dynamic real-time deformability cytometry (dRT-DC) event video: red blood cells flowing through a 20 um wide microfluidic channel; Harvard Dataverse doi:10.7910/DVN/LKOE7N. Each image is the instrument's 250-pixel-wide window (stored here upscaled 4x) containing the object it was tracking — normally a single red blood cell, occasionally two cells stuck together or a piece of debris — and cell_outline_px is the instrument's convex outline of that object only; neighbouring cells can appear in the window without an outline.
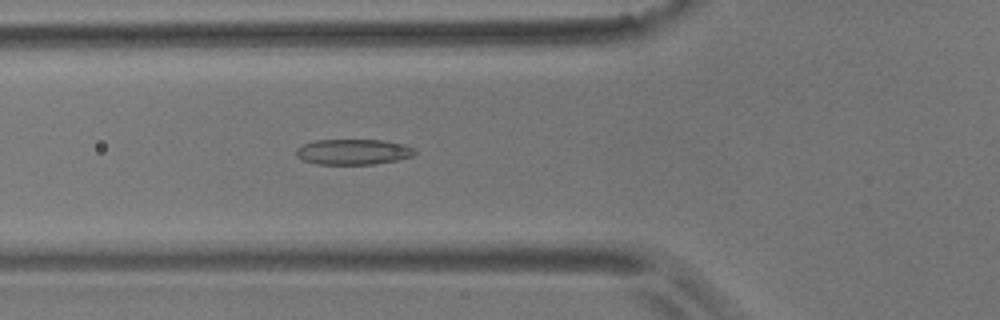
{"species": "common noctule bat (a hibernating species)", "species_latin": "Nyctalus noctula", "temperature_condition": "room temperature", "stored_images_in_passage": 6, "camera_frame_rate_fps": 3000, "um_per_image_px": 0.085, "animal": {"sex": "male", "body_mass_g": 17.9}, "frame": {"image": 1, "passage_image": 6, "time_ms": 1.667, "image_size_px": [1000, 320], "cell_outline_px": [[416, 152], [412, 156], [396, 160], [372, 164], [316, 164], [304, 160], [296, 156], [296, 148], [304, 144], [316, 140], [384, 140], [404, 144], [412, 148]], "centroid_in_image_um": [30.0, 12.9], "position_along_channel_um": 95.8, "area_um2": 17.51}}